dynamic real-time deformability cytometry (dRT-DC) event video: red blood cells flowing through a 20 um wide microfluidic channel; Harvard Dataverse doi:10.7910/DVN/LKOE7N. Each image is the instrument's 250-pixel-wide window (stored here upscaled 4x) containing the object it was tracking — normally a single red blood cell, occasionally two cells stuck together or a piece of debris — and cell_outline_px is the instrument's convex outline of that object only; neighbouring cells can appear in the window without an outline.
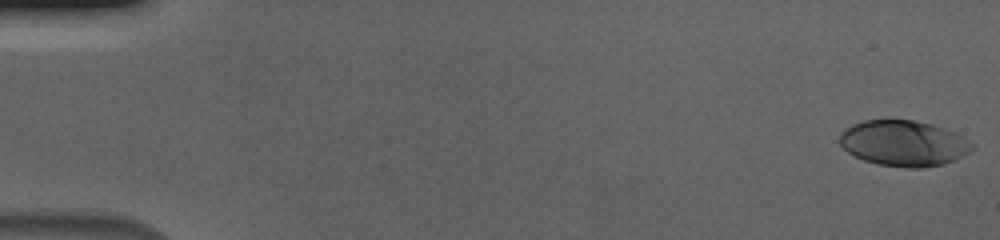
{"species": "human", "species_latin": "Homo sapiens", "temperature_condition": "cold", "stored_images_in_passage": 56, "camera_frame_rate_fps": 3000, "um_per_image_px": 0.085, "donor": {"sex": "male"}, "frame": {"image": 1, "passage_image": 1, "time_ms": 0.0, "image_size_px": [1000, 240], "cell_outline_px": [[972, 148], [968, 152], [944, 164], [920, 168], [908, 168], [880, 164], [864, 160], [848, 152], [840, 144], [840, 132], [852, 124], [864, 120], [912, 120], [932, 124], [952, 132], [960, 136], [972, 144]], "centroid_in_image_um": [76.75, 12.17], "position_along_channel_um": 8.2, "area_um2": 34.68}}
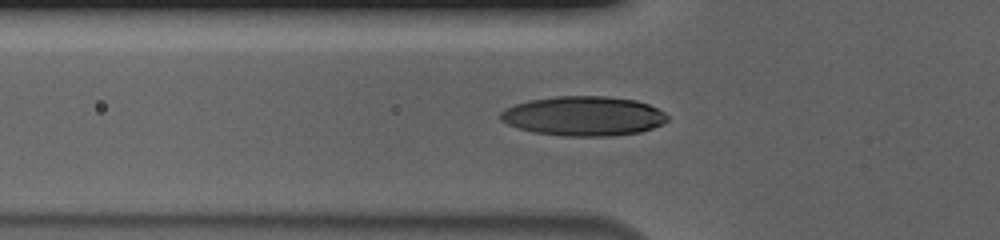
{"frame": {"image": 2, "passage_image": 20, "time_ms": 6.333, "image_size_px": [1000, 240], "cell_outline_px": [[668, 120], [664, 124], [640, 132], [612, 136], [564, 136], [532, 132], [516, 128], [500, 120], [500, 112], [504, 108], [528, 100], [556, 96], [608, 96], [636, 100], [648, 104], [664, 112], [668, 116]], "centroid_in_image_um": [49.59, 9.86], "position_along_channel_um": 76.2, "area_um2": 38.78}}
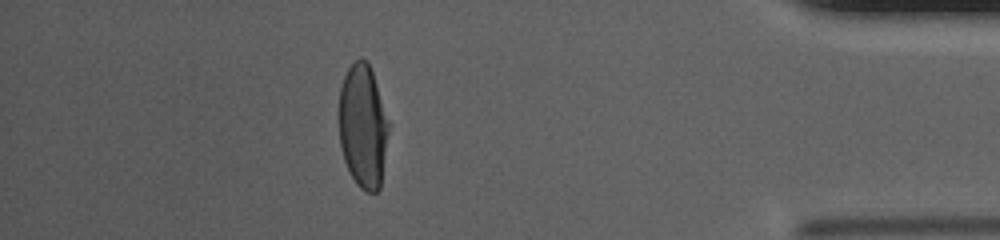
{"frame": {"image": 3, "passage_image": 50, "time_ms": 16.333, "image_size_px": [1000, 240], "cell_outline_px": [[388, 132], [380, 188], [376, 192], [364, 192], [356, 184], [344, 160], [340, 148], [340, 88], [344, 76], [348, 68], [356, 60], [364, 60], [368, 64], [372, 72], [388, 124]], "centroid_in_image_um": [30.83, 10.79], "position_along_channel_um": 404.4, "area_um2": 34.91}, "authors_computed_cell_mechanics": {"area_um2": 36.7608, "velocity_mm_per_s": 3.6867, "shape_relaxation_time_tau1_ms": 4.413, "shape_relaxation_time_tau2_ms": null, "deformation_change_tau1": 0.2002, "deformation_change_tau2": null}}